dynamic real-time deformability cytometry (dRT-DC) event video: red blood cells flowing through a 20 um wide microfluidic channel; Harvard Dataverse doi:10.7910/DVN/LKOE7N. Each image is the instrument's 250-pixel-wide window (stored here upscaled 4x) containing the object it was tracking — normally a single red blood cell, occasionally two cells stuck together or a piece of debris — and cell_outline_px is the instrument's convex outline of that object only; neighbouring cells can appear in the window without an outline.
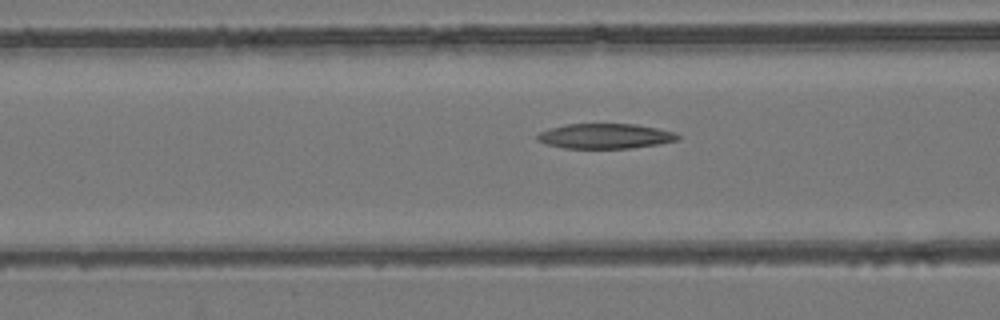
{"species": "common noctule bat (a hibernating species)", "species_latin": "Nyctalus noctula", "temperature_condition": "room temperature", "stored_images_in_passage": 32, "camera_frame_rate_fps": 3000, "um_per_image_px": 0.085, "animal": {"sex": "female", "body_mass_g": 24.6, "forearm_length_mm": 56.2}, "frame": {"image": 1, "passage_image": 10, "time_ms": 3.0, "image_size_px": [1000, 320], "cell_outline_px": [[680, 140], [660, 144], [632, 148], [564, 148], [548, 144], [536, 140], [536, 136], [540, 132], [548, 128], [564, 124], [636, 124], [676, 132], [680, 136]], "centroid_in_image_um": [51.46, 11.57], "position_along_channel_um": 115.1, "area_um2": 20.63}}
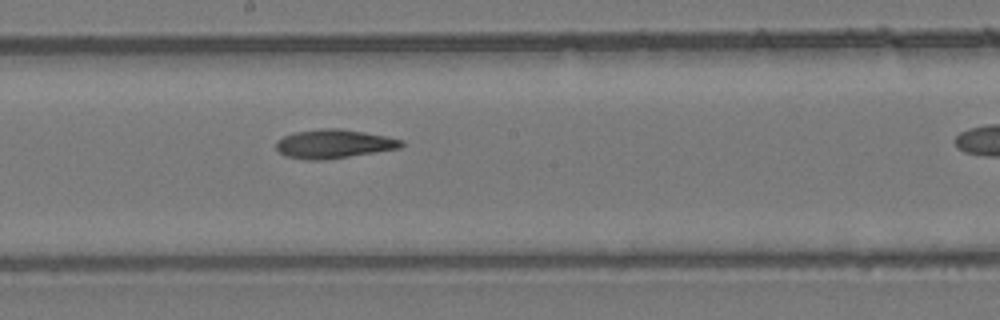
{"frame": {"image": 2, "passage_image": 18, "time_ms": 5.667, "image_size_px": [1000, 320], "cell_outline_px": [[404, 144], [400, 148], [324, 160], [308, 160], [284, 156], [276, 148], [276, 140], [292, 132], [320, 128], [340, 128], [364, 132], [404, 140]], "centroid_in_image_um": [28.33, 12.22], "position_along_channel_um": 219.9, "area_um2": 21.1}}
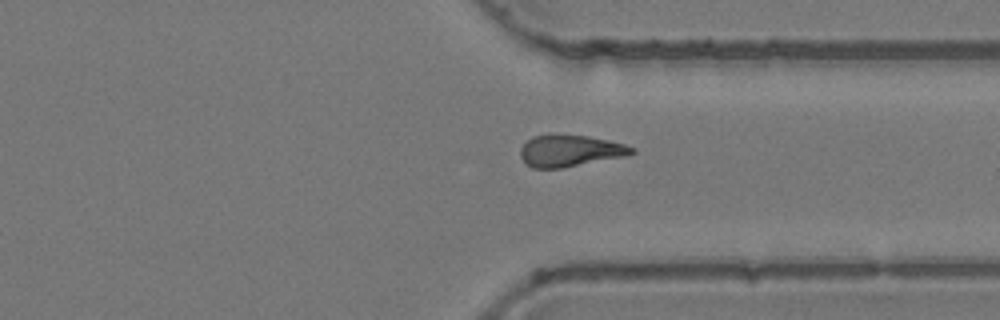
{"frame": {"image": 3, "passage_image": 29, "time_ms": 9.333, "image_size_px": [1000, 320], "cell_outline_px": [[636, 152], [628, 156], [560, 168], [532, 168], [524, 164], [520, 156], [520, 148], [532, 136], [548, 132], [588, 136], [624, 144], [636, 148]], "centroid_in_image_um": [48.42, 12.79], "position_along_channel_um": 363.0, "area_um2": 21.1}}